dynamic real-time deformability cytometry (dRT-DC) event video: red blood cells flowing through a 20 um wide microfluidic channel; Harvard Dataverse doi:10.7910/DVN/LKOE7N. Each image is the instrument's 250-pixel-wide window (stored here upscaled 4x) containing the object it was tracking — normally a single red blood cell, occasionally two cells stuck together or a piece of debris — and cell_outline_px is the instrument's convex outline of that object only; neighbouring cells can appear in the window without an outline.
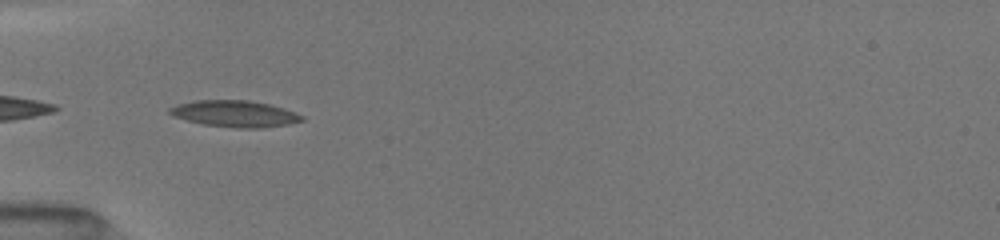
{"species": "common noctule bat (a hibernating species)", "species_latin": "Nyctalus noctula", "temperature_condition": "room temperature", "stored_images_in_passage": 35, "camera_frame_rate_fps": 3000, "um_per_image_px": 0.085, "animal": {"sex": "female", "body_mass_g": 19.5, "forearm_length_mm": 54.1}, "frame": {"image": 1, "passage_image": 1, "time_ms": 0.0, "image_size_px": [1000, 240], "cell_outline_px": [[304, 120], [288, 124], [260, 128], [236, 128], [204, 124], [172, 116], [168, 112], [168, 108], [176, 104], [192, 100], [248, 100], [268, 104], [284, 108], [296, 112], [304, 116]], "centroid_in_image_um": [19.94, 9.66], "position_along_channel_um": 65.1, "area_um2": 20.46}}
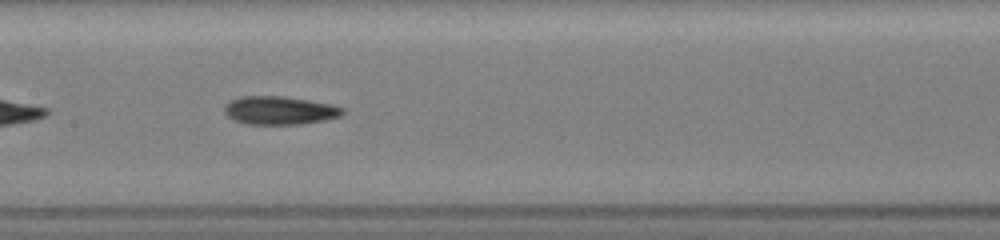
{"frame": {"image": 2, "passage_image": 10, "time_ms": 3.0, "image_size_px": [1000, 240], "cell_outline_px": [[344, 112], [340, 116], [324, 120], [300, 124], [248, 124], [236, 120], [228, 116], [224, 112], [224, 104], [228, 100], [240, 96], [284, 96], [332, 104], [344, 108]], "centroid_in_image_um": [23.74, 9.37], "position_along_channel_um": 183.7, "area_um2": 19.54}}
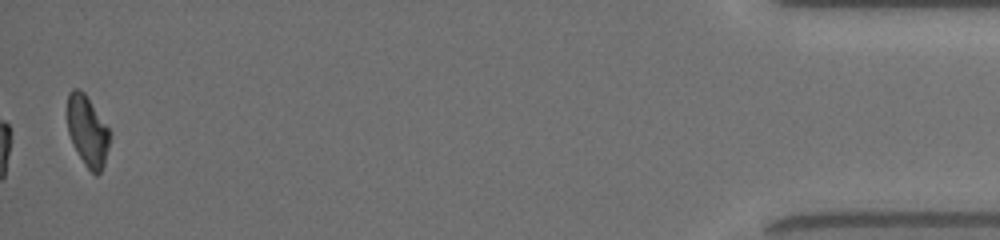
{"frame": {"image": 3, "passage_image": 34, "time_ms": 11.0, "image_size_px": [1000, 240], "cell_outline_px": [[108, 148], [104, 164], [100, 172], [96, 176], [84, 164], [68, 132], [68, 92], [72, 88], [76, 88], [84, 92], [108, 128]], "centroid_in_image_um": [7.42, 11.12], "position_along_channel_um": 427.8, "area_um2": 16.82}, "authors_computed_cell_mechanics": {"area_um2": 18.5538, "velocity_mm_per_s": 4.056, "shape_relaxation_time_tau1_ms": 3.8961, "shape_relaxation_time_tau2_ms": 3.4111, "deformation_change_tau1": 0.1421, "deformation_change_tau2": 0.108}}